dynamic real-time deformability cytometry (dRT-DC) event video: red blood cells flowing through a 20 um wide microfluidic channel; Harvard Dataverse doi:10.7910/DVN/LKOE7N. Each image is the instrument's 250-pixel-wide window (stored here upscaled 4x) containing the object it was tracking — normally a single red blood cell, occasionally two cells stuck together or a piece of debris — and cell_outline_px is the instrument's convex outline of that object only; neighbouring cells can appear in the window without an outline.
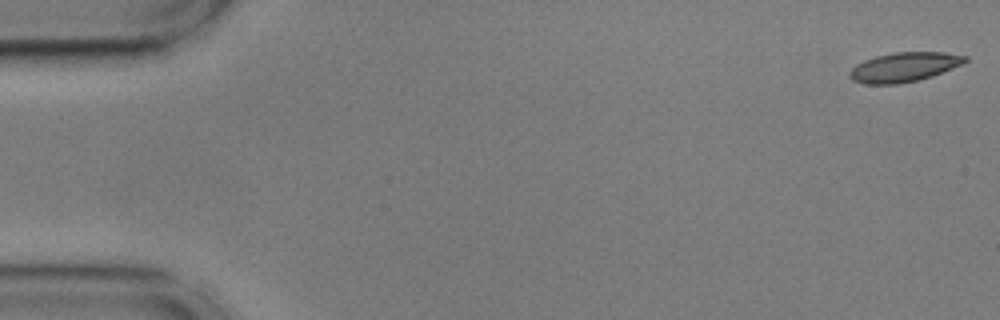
{"species": "common noctule bat (a hibernating species)", "species_latin": "Nyctalus noctula", "temperature_condition": "cold", "stored_images_in_passage": 12, "camera_frame_rate_fps": 3000, "um_per_image_px": 0.085, "animal": {"sex": "male", "body_mass_g": 17.9, "forearm_length_mm": 54.2}, "frame": {"image": 1, "passage_image": 1, "time_ms": 0.0, "image_size_px": [1000, 320], "cell_outline_px": [[968, 60], [964, 64], [932, 76], [916, 80], [896, 84], [864, 84], [852, 80], [848, 76], [848, 72], [856, 64], [864, 60], [876, 56], [892, 52], [944, 52], [968, 56]], "centroid_in_image_um": [76.85, 5.69], "position_along_channel_um": 8.2, "area_um2": 19.94}}